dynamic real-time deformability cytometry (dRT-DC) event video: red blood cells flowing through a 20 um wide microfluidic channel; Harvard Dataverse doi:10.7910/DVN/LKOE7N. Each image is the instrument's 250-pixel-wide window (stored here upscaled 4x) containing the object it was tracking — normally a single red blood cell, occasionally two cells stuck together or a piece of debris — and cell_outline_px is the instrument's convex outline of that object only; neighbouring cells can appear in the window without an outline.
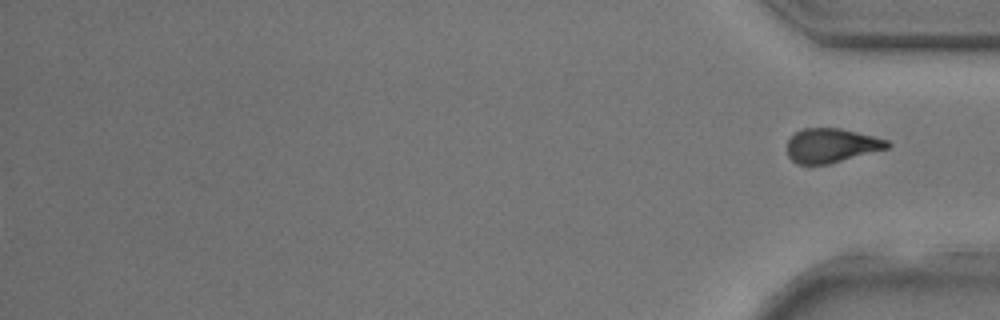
{"species": "common noctule bat (a hibernating species)", "species_latin": "Nyctalus noctula", "temperature_condition": "room temperature", "stored_images_in_passage": 36, "segment_of_instrument_passage": [2, 2], "camera_frame_rate_fps": 3000, "um_per_image_px": 0.085, "animal": {"sex": "male", "body_mass_g": 17.9, "forearm_length_mm": 54.2}, "frame": {"image": 1, "passage_image": 36, "time_ms": 11.667, "image_size_px": [1000, 320], "cell_outline_px": [[892, 144], [888, 148], [828, 164], [796, 164], [788, 156], [788, 140], [796, 132], [804, 128], [840, 128], [888, 140]], "centroid_in_image_um": [70.66, 12.37], "position_along_channel_um": 364.5, "area_um2": 19.77}}